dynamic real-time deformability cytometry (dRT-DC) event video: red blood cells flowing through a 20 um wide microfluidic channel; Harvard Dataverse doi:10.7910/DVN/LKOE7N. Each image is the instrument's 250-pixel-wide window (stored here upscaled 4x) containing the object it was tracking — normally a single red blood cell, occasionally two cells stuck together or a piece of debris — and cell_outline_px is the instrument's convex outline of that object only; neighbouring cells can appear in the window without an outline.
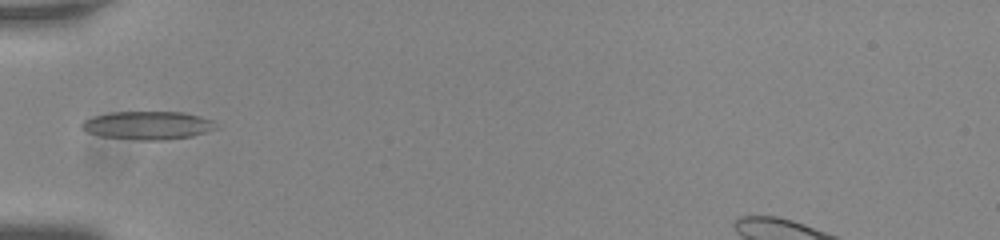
{"species": "common noctule bat (a hibernating species)", "species_latin": "Nyctalus noctula", "temperature_condition": "room temperature", "stored_images_in_passage": 36, "camera_frame_rate_fps": 3000, "um_per_image_px": 0.085, "animal": {"sex": "male", "body_mass_g": 20.0, "forearm_length_mm": 53.3}, "frame": {"image": 1, "passage_image": 1, "time_ms": 0.0, "image_size_px": [1000, 240], "cell_outline_px": [[216, 128], [192, 136], [164, 140], [140, 140], [100, 136], [88, 132], [80, 128], [80, 124], [84, 120], [92, 116], [112, 112], [184, 112], [200, 116], [212, 120]], "centroid_in_image_um": [12.51, 10.65], "position_along_channel_um": 72.5, "area_um2": 22.02}}
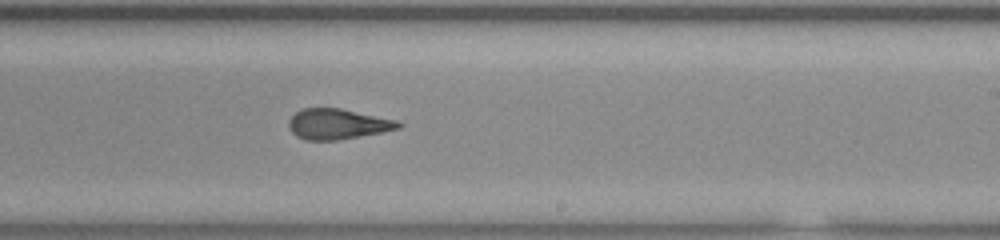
{"frame": {"image": 2, "passage_image": 16, "time_ms": 5.0, "image_size_px": [1000, 240], "cell_outline_px": [[404, 124], [400, 128], [380, 132], [336, 140], [304, 140], [296, 136], [288, 128], [288, 120], [296, 112], [304, 108], [340, 108], [396, 120]], "centroid_in_image_um": [28.66, 10.54], "position_along_channel_um": 260.3, "area_um2": 19.31}}
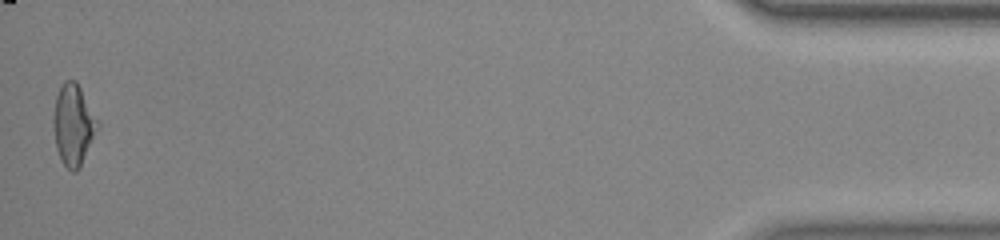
{"frame": {"image": 3, "passage_image": 36, "time_ms": 11.667, "image_size_px": [1000, 240], "cell_outline_px": [[100, 128], [80, 168], [76, 172], [72, 172], [60, 160], [56, 148], [52, 124], [52, 120], [56, 96], [64, 80], [76, 80], [100, 120]], "centroid_in_image_um": [6.27, 10.62], "position_along_channel_um": 428.9, "area_um2": 21.56}, "authors_computed_cell_mechanics": {"area_um2": 20.0855, "velocity_mm_per_s": 3.7609, "shape_relaxation_time_tau1_ms": null, "shape_relaxation_time_tau2_ms": 1.5564, "deformation_change_tau1": null, "deformation_change_tau2": 0.114}}